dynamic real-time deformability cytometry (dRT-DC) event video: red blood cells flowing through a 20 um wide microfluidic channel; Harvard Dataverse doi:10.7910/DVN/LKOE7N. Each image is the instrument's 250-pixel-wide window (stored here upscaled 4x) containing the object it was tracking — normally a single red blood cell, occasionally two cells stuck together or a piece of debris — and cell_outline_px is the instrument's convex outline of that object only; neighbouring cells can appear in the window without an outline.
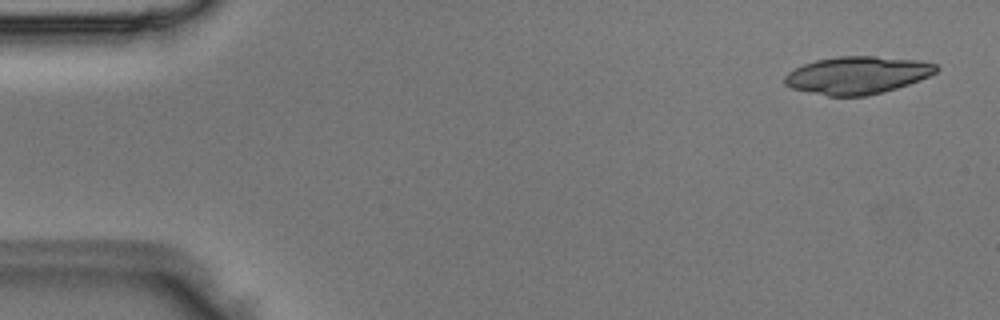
{"species": "Egyptian fruit bat (a non-hibernating species)", "species_latin": "Rousettus aegyptiacus", "temperature_condition": "room temperature", "stored_images_in_passage": 5, "camera_frame_rate_fps": 3000, "um_per_image_px": 0.085, "animal": {"sex": "male"}, "frame": {"image": 1, "passage_image": 1, "time_ms": 0.0, "image_size_px": [1000, 320], "cell_outline_px": [[940, 68], [936, 72], [920, 80], [884, 92], [868, 96], [828, 96], [792, 88], [784, 84], [784, 76], [788, 72], [804, 64], [816, 60], [836, 56], [876, 56], [920, 60], [936, 64]], "centroid_in_image_um": [72.89, 6.38], "position_along_channel_um": 12.1, "area_um2": 33.23}}
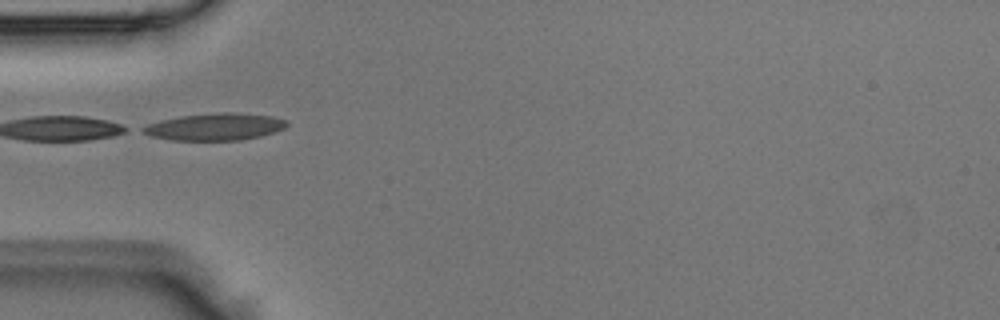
{"frame": {"image": 2, "passage_image": 4, "time_ms": 1.0, "image_size_px": [1000, 320], "cell_outline_px": [[288, 124], [284, 128], [276, 132], [260, 136], [240, 140], [172, 140], [152, 136], [144, 132], [140, 128], [148, 124], [160, 120], [180, 116], [220, 112], [232, 112], [272, 116], [288, 120]], "centroid_in_image_um": [18.31, 10.77], "position_along_channel_um": 66.7, "area_um2": 22.66}}
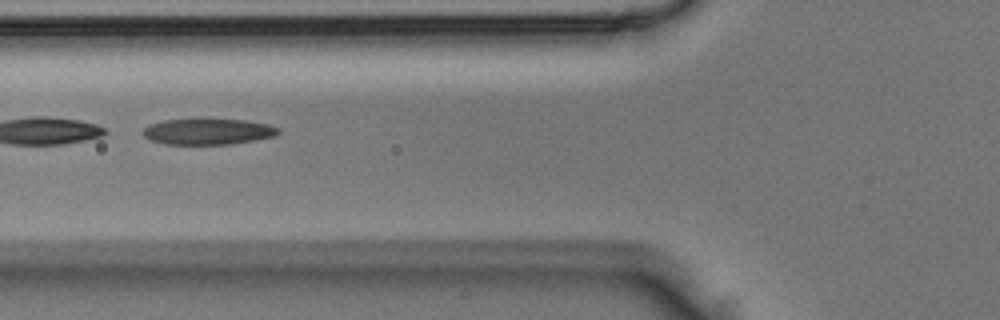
{"frame": {"image": 3, "passage_image": 5, "time_ms": 1.333, "image_size_px": [1000, 320], "cell_outline_px": [[280, 132], [276, 136], [256, 140], [232, 144], [164, 144], [152, 140], [144, 136], [144, 128], [148, 124], [164, 120], [244, 120], [268, 124], [280, 128]], "centroid_in_image_um": [17.72, 11.19], "position_along_channel_um": 108.1, "area_um2": 20.29}}